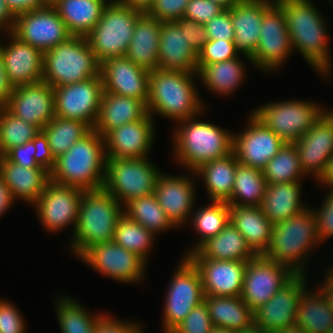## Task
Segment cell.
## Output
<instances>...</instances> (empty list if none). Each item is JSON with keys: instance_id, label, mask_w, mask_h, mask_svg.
I'll use <instances>...</instances> for the list:
<instances>
[{"instance_id": "cell-69", "label": "cell", "mask_w": 333, "mask_h": 333, "mask_svg": "<svg viewBox=\"0 0 333 333\" xmlns=\"http://www.w3.org/2000/svg\"><path fill=\"white\" fill-rule=\"evenodd\" d=\"M210 333H237V332L229 328L213 327Z\"/></svg>"}, {"instance_id": "cell-62", "label": "cell", "mask_w": 333, "mask_h": 333, "mask_svg": "<svg viewBox=\"0 0 333 333\" xmlns=\"http://www.w3.org/2000/svg\"><path fill=\"white\" fill-rule=\"evenodd\" d=\"M14 201L9 188L0 174V217L13 205Z\"/></svg>"}, {"instance_id": "cell-14", "label": "cell", "mask_w": 333, "mask_h": 333, "mask_svg": "<svg viewBox=\"0 0 333 333\" xmlns=\"http://www.w3.org/2000/svg\"><path fill=\"white\" fill-rule=\"evenodd\" d=\"M293 52L287 29L285 14L274 2L263 14L257 48L251 58L252 64L260 71L276 70Z\"/></svg>"}, {"instance_id": "cell-53", "label": "cell", "mask_w": 333, "mask_h": 333, "mask_svg": "<svg viewBox=\"0 0 333 333\" xmlns=\"http://www.w3.org/2000/svg\"><path fill=\"white\" fill-rule=\"evenodd\" d=\"M224 9L210 0H190L183 17L199 24H205Z\"/></svg>"}, {"instance_id": "cell-2", "label": "cell", "mask_w": 333, "mask_h": 333, "mask_svg": "<svg viewBox=\"0 0 333 333\" xmlns=\"http://www.w3.org/2000/svg\"><path fill=\"white\" fill-rule=\"evenodd\" d=\"M194 75L197 73L159 68L150 71L147 112L177 123L202 115L205 105L197 93Z\"/></svg>"}, {"instance_id": "cell-46", "label": "cell", "mask_w": 333, "mask_h": 333, "mask_svg": "<svg viewBox=\"0 0 333 333\" xmlns=\"http://www.w3.org/2000/svg\"><path fill=\"white\" fill-rule=\"evenodd\" d=\"M195 212V215L191 214L192 223L201 237H199L197 245L189 250L185 256L195 251L207 239L220 233L230 222L229 204L227 202L211 201L210 205L202 207Z\"/></svg>"}, {"instance_id": "cell-11", "label": "cell", "mask_w": 333, "mask_h": 333, "mask_svg": "<svg viewBox=\"0 0 333 333\" xmlns=\"http://www.w3.org/2000/svg\"><path fill=\"white\" fill-rule=\"evenodd\" d=\"M174 272L163 309L165 333H171L193 308L204 302L205 297L199 270L187 256L183 257Z\"/></svg>"}, {"instance_id": "cell-27", "label": "cell", "mask_w": 333, "mask_h": 333, "mask_svg": "<svg viewBox=\"0 0 333 333\" xmlns=\"http://www.w3.org/2000/svg\"><path fill=\"white\" fill-rule=\"evenodd\" d=\"M195 185L190 176L159 174L154 194L160 207L177 227L185 223L194 209ZM185 221V222H184Z\"/></svg>"}, {"instance_id": "cell-25", "label": "cell", "mask_w": 333, "mask_h": 333, "mask_svg": "<svg viewBox=\"0 0 333 333\" xmlns=\"http://www.w3.org/2000/svg\"><path fill=\"white\" fill-rule=\"evenodd\" d=\"M274 2V0H238L229 7L236 51L245 54L251 64V58L259 43L263 14Z\"/></svg>"}, {"instance_id": "cell-3", "label": "cell", "mask_w": 333, "mask_h": 333, "mask_svg": "<svg viewBox=\"0 0 333 333\" xmlns=\"http://www.w3.org/2000/svg\"><path fill=\"white\" fill-rule=\"evenodd\" d=\"M106 160L104 137L92 129L55 159L50 181L85 191L103 189Z\"/></svg>"}, {"instance_id": "cell-16", "label": "cell", "mask_w": 333, "mask_h": 333, "mask_svg": "<svg viewBox=\"0 0 333 333\" xmlns=\"http://www.w3.org/2000/svg\"><path fill=\"white\" fill-rule=\"evenodd\" d=\"M12 33L42 52L52 49L72 36L51 4L16 15Z\"/></svg>"}, {"instance_id": "cell-63", "label": "cell", "mask_w": 333, "mask_h": 333, "mask_svg": "<svg viewBox=\"0 0 333 333\" xmlns=\"http://www.w3.org/2000/svg\"><path fill=\"white\" fill-rule=\"evenodd\" d=\"M321 185L323 184L324 187H328L330 192H333V156L327 162L325 170L323 174L317 180Z\"/></svg>"}, {"instance_id": "cell-66", "label": "cell", "mask_w": 333, "mask_h": 333, "mask_svg": "<svg viewBox=\"0 0 333 333\" xmlns=\"http://www.w3.org/2000/svg\"><path fill=\"white\" fill-rule=\"evenodd\" d=\"M272 333H306V332L301 327L294 325L285 329L274 331Z\"/></svg>"}, {"instance_id": "cell-4", "label": "cell", "mask_w": 333, "mask_h": 333, "mask_svg": "<svg viewBox=\"0 0 333 333\" xmlns=\"http://www.w3.org/2000/svg\"><path fill=\"white\" fill-rule=\"evenodd\" d=\"M123 206L104 189L83 192L70 246L78 258L91 246L113 240Z\"/></svg>"}, {"instance_id": "cell-10", "label": "cell", "mask_w": 333, "mask_h": 333, "mask_svg": "<svg viewBox=\"0 0 333 333\" xmlns=\"http://www.w3.org/2000/svg\"><path fill=\"white\" fill-rule=\"evenodd\" d=\"M304 101L267 103L253 110L252 114L285 143H294L311 129L326 111L318 104Z\"/></svg>"}, {"instance_id": "cell-38", "label": "cell", "mask_w": 333, "mask_h": 333, "mask_svg": "<svg viewBox=\"0 0 333 333\" xmlns=\"http://www.w3.org/2000/svg\"><path fill=\"white\" fill-rule=\"evenodd\" d=\"M238 160L233 152L202 164L194 173L204 180L210 201L227 202L232 195Z\"/></svg>"}, {"instance_id": "cell-51", "label": "cell", "mask_w": 333, "mask_h": 333, "mask_svg": "<svg viewBox=\"0 0 333 333\" xmlns=\"http://www.w3.org/2000/svg\"><path fill=\"white\" fill-rule=\"evenodd\" d=\"M208 40L234 41V27L231 22L229 9L222 11L219 15L204 24Z\"/></svg>"}, {"instance_id": "cell-19", "label": "cell", "mask_w": 333, "mask_h": 333, "mask_svg": "<svg viewBox=\"0 0 333 333\" xmlns=\"http://www.w3.org/2000/svg\"><path fill=\"white\" fill-rule=\"evenodd\" d=\"M306 274H296L267 303L253 312L254 325L266 333L296 324L297 306L302 292L307 289Z\"/></svg>"}, {"instance_id": "cell-39", "label": "cell", "mask_w": 333, "mask_h": 333, "mask_svg": "<svg viewBox=\"0 0 333 333\" xmlns=\"http://www.w3.org/2000/svg\"><path fill=\"white\" fill-rule=\"evenodd\" d=\"M197 76L210 91L219 95H229L236 91L245 75V66L240 58L213 64H197Z\"/></svg>"}, {"instance_id": "cell-68", "label": "cell", "mask_w": 333, "mask_h": 333, "mask_svg": "<svg viewBox=\"0 0 333 333\" xmlns=\"http://www.w3.org/2000/svg\"><path fill=\"white\" fill-rule=\"evenodd\" d=\"M237 333H266V332L262 328L257 327L253 324L250 328L242 330Z\"/></svg>"}, {"instance_id": "cell-35", "label": "cell", "mask_w": 333, "mask_h": 333, "mask_svg": "<svg viewBox=\"0 0 333 333\" xmlns=\"http://www.w3.org/2000/svg\"><path fill=\"white\" fill-rule=\"evenodd\" d=\"M106 0H56L51 5L72 36L85 37L100 20Z\"/></svg>"}, {"instance_id": "cell-67", "label": "cell", "mask_w": 333, "mask_h": 333, "mask_svg": "<svg viewBox=\"0 0 333 333\" xmlns=\"http://www.w3.org/2000/svg\"><path fill=\"white\" fill-rule=\"evenodd\" d=\"M211 2L221 6L224 10L229 9V7L238 0H210Z\"/></svg>"}, {"instance_id": "cell-42", "label": "cell", "mask_w": 333, "mask_h": 333, "mask_svg": "<svg viewBox=\"0 0 333 333\" xmlns=\"http://www.w3.org/2000/svg\"><path fill=\"white\" fill-rule=\"evenodd\" d=\"M124 214L154 234L176 227L160 207L154 193L131 199L124 206Z\"/></svg>"}, {"instance_id": "cell-17", "label": "cell", "mask_w": 333, "mask_h": 333, "mask_svg": "<svg viewBox=\"0 0 333 333\" xmlns=\"http://www.w3.org/2000/svg\"><path fill=\"white\" fill-rule=\"evenodd\" d=\"M85 190L74 186H63L50 181L40 198L33 205L41 224L49 232L62 230L77 224L81 197Z\"/></svg>"}, {"instance_id": "cell-70", "label": "cell", "mask_w": 333, "mask_h": 333, "mask_svg": "<svg viewBox=\"0 0 333 333\" xmlns=\"http://www.w3.org/2000/svg\"><path fill=\"white\" fill-rule=\"evenodd\" d=\"M328 293V298L331 302V305H332V310H333V292H327Z\"/></svg>"}, {"instance_id": "cell-72", "label": "cell", "mask_w": 333, "mask_h": 333, "mask_svg": "<svg viewBox=\"0 0 333 333\" xmlns=\"http://www.w3.org/2000/svg\"><path fill=\"white\" fill-rule=\"evenodd\" d=\"M327 333H333V325L329 328V330L327 331Z\"/></svg>"}, {"instance_id": "cell-36", "label": "cell", "mask_w": 333, "mask_h": 333, "mask_svg": "<svg viewBox=\"0 0 333 333\" xmlns=\"http://www.w3.org/2000/svg\"><path fill=\"white\" fill-rule=\"evenodd\" d=\"M295 325L306 333H327L333 325L332 305L328 293L322 287L316 292L306 289L302 292Z\"/></svg>"}, {"instance_id": "cell-6", "label": "cell", "mask_w": 333, "mask_h": 333, "mask_svg": "<svg viewBox=\"0 0 333 333\" xmlns=\"http://www.w3.org/2000/svg\"><path fill=\"white\" fill-rule=\"evenodd\" d=\"M316 244H321L316 217L313 209L308 207L274 224L269 247L263 256L288 266L295 274H305L303 260Z\"/></svg>"}, {"instance_id": "cell-54", "label": "cell", "mask_w": 333, "mask_h": 333, "mask_svg": "<svg viewBox=\"0 0 333 333\" xmlns=\"http://www.w3.org/2000/svg\"><path fill=\"white\" fill-rule=\"evenodd\" d=\"M324 204L313 213L316 217L318 238L320 243L333 237V192L325 197Z\"/></svg>"}, {"instance_id": "cell-56", "label": "cell", "mask_w": 333, "mask_h": 333, "mask_svg": "<svg viewBox=\"0 0 333 333\" xmlns=\"http://www.w3.org/2000/svg\"><path fill=\"white\" fill-rule=\"evenodd\" d=\"M34 138L27 143L10 149L4 156L10 161L25 168H43L35 161Z\"/></svg>"}, {"instance_id": "cell-49", "label": "cell", "mask_w": 333, "mask_h": 333, "mask_svg": "<svg viewBox=\"0 0 333 333\" xmlns=\"http://www.w3.org/2000/svg\"><path fill=\"white\" fill-rule=\"evenodd\" d=\"M212 328L208 308L204 301L193 308L171 333H210Z\"/></svg>"}, {"instance_id": "cell-8", "label": "cell", "mask_w": 333, "mask_h": 333, "mask_svg": "<svg viewBox=\"0 0 333 333\" xmlns=\"http://www.w3.org/2000/svg\"><path fill=\"white\" fill-rule=\"evenodd\" d=\"M144 12L110 0L96 26L85 36L98 62L125 56L137 19Z\"/></svg>"}, {"instance_id": "cell-18", "label": "cell", "mask_w": 333, "mask_h": 333, "mask_svg": "<svg viewBox=\"0 0 333 333\" xmlns=\"http://www.w3.org/2000/svg\"><path fill=\"white\" fill-rule=\"evenodd\" d=\"M249 117L247 128L233 134L232 152L239 163L262 171L286 143L252 113Z\"/></svg>"}, {"instance_id": "cell-43", "label": "cell", "mask_w": 333, "mask_h": 333, "mask_svg": "<svg viewBox=\"0 0 333 333\" xmlns=\"http://www.w3.org/2000/svg\"><path fill=\"white\" fill-rule=\"evenodd\" d=\"M262 174L267 184L301 181L305 175L300 166L298 151L293 143H286L265 165Z\"/></svg>"}, {"instance_id": "cell-15", "label": "cell", "mask_w": 333, "mask_h": 333, "mask_svg": "<svg viewBox=\"0 0 333 333\" xmlns=\"http://www.w3.org/2000/svg\"><path fill=\"white\" fill-rule=\"evenodd\" d=\"M79 258L102 275L123 283L139 282L147 271L140 256L113 240L91 246Z\"/></svg>"}, {"instance_id": "cell-47", "label": "cell", "mask_w": 333, "mask_h": 333, "mask_svg": "<svg viewBox=\"0 0 333 333\" xmlns=\"http://www.w3.org/2000/svg\"><path fill=\"white\" fill-rule=\"evenodd\" d=\"M41 130L0 107V156L31 141Z\"/></svg>"}, {"instance_id": "cell-64", "label": "cell", "mask_w": 333, "mask_h": 333, "mask_svg": "<svg viewBox=\"0 0 333 333\" xmlns=\"http://www.w3.org/2000/svg\"><path fill=\"white\" fill-rule=\"evenodd\" d=\"M116 2L130 8L146 12L151 6L153 0H115Z\"/></svg>"}, {"instance_id": "cell-29", "label": "cell", "mask_w": 333, "mask_h": 333, "mask_svg": "<svg viewBox=\"0 0 333 333\" xmlns=\"http://www.w3.org/2000/svg\"><path fill=\"white\" fill-rule=\"evenodd\" d=\"M0 174L14 200L34 205L50 182V172L44 168H25L0 156Z\"/></svg>"}, {"instance_id": "cell-31", "label": "cell", "mask_w": 333, "mask_h": 333, "mask_svg": "<svg viewBox=\"0 0 333 333\" xmlns=\"http://www.w3.org/2000/svg\"><path fill=\"white\" fill-rule=\"evenodd\" d=\"M255 256L245 238L231 222L220 233L207 239L195 251L187 255L188 258L242 262H248Z\"/></svg>"}, {"instance_id": "cell-60", "label": "cell", "mask_w": 333, "mask_h": 333, "mask_svg": "<svg viewBox=\"0 0 333 333\" xmlns=\"http://www.w3.org/2000/svg\"><path fill=\"white\" fill-rule=\"evenodd\" d=\"M14 86L9 81L5 68L3 57L0 51V107H4L12 94Z\"/></svg>"}, {"instance_id": "cell-41", "label": "cell", "mask_w": 333, "mask_h": 333, "mask_svg": "<svg viewBox=\"0 0 333 333\" xmlns=\"http://www.w3.org/2000/svg\"><path fill=\"white\" fill-rule=\"evenodd\" d=\"M91 130L82 121L55 116L41 131L47 137L52 156L56 159Z\"/></svg>"}, {"instance_id": "cell-20", "label": "cell", "mask_w": 333, "mask_h": 333, "mask_svg": "<svg viewBox=\"0 0 333 333\" xmlns=\"http://www.w3.org/2000/svg\"><path fill=\"white\" fill-rule=\"evenodd\" d=\"M4 107L42 130L55 117L53 87L44 81L15 86Z\"/></svg>"}, {"instance_id": "cell-7", "label": "cell", "mask_w": 333, "mask_h": 333, "mask_svg": "<svg viewBox=\"0 0 333 333\" xmlns=\"http://www.w3.org/2000/svg\"><path fill=\"white\" fill-rule=\"evenodd\" d=\"M100 75L96 59L86 37L71 36L66 41L43 52V79L59 87Z\"/></svg>"}, {"instance_id": "cell-30", "label": "cell", "mask_w": 333, "mask_h": 333, "mask_svg": "<svg viewBox=\"0 0 333 333\" xmlns=\"http://www.w3.org/2000/svg\"><path fill=\"white\" fill-rule=\"evenodd\" d=\"M147 113L141 100L104 91L93 130L104 136L114 128L141 120Z\"/></svg>"}, {"instance_id": "cell-5", "label": "cell", "mask_w": 333, "mask_h": 333, "mask_svg": "<svg viewBox=\"0 0 333 333\" xmlns=\"http://www.w3.org/2000/svg\"><path fill=\"white\" fill-rule=\"evenodd\" d=\"M192 117L180 121L174 131V155L191 173L202 164L232 152L233 134L209 122Z\"/></svg>"}, {"instance_id": "cell-13", "label": "cell", "mask_w": 333, "mask_h": 333, "mask_svg": "<svg viewBox=\"0 0 333 333\" xmlns=\"http://www.w3.org/2000/svg\"><path fill=\"white\" fill-rule=\"evenodd\" d=\"M53 90L55 116L82 121L93 129L104 92L101 75Z\"/></svg>"}, {"instance_id": "cell-50", "label": "cell", "mask_w": 333, "mask_h": 333, "mask_svg": "<svg viewBox=\"0 0 333 333\" xmlns=\"http://www.w3.org/2000/svg\"><path fill=\"white\" fill-rule=\"evenodd\" d=\"M190 0H153L147 15L161 21L171 22L182 18Z\"/></svg>"}, {"instance_id": "cell-23", "label": "cell", "mask_w": 333, "mask_h": 333, "mask_svg": "<svg viewBox=\"0 0 333 333\" xmlns=\"http://www.w3.org/2000/svg\"><path fill=\"white\" fill-rule=\"evenodd\" d=\"M152 116L114 128L104 137L106 158L136 159L147 157L154 140Z\"/></svg>"}, {"instance_id": "cell-48", "label": "cell", "mask_w": 333, "mask_h": 333, "mask_svg": "<svg viewBox=\"0 0 333 333\" xmlns=\"http://www.w3.org/2000/svg\"><path fill=\"white\" fill-rule=\"evenodd\" d=\"M234 41L208 40L198 53L197 64H213L237 58Z\"/></svg>"}, {"instance_id": "cell-28", "label": "cell", "mask_w": 333, "mask_h": 333, "mask_svg": "<svg viewBox=\"0 0 333 333\" xmlns=\"http://www.w3.org/2000/svg\"><path fill=\"white\" fill-rule=\"evenodd\" d=\"M198 53L189 44L186 28L175 22H162L158 46V68L197 73Z\"/></svg>"}, {"instance_id": "cell-44", "label": "cell", "mask_w": 333, "mask_h": 333, "mask_svg": "<svg viewBox=\"0 0 333 333\" xmlns=\"http://www.w3.org/2000/svg\"><path fill=\"white\" fill-rule=\"evenodd\" d=\"M81 305L69 297L57 300L55 311L62 333H95V326L104 314H89Z\"/></svg>"}, {"instance_id": "cell-52", "label": "cell", "mask_w": 333, "mask_h": 333, "mask_svg": "<svg viewBox=\"0 0 333 333\" xmlns=\"http://www.w3.org/2000/svg\"><path fill=\"white\" fill-rule=\"evenodd\" d=\"M20 311L7 300L0 299V333H26Z\"/></svg>"}, {"instance_id": "cell-26", "label": "cell", "mask_w": 333, "mask_h": 333, "mask_svg": "<svg viewBox=\"0 0 333 333\" xmlns=\"http://www.w3.org/2000/svg\"><path fill=\"white\" fill-rule=\"evenodd\" d=\"M199 270L204 295L240 296L247 262L189 258Z\"/></svg>"}, {"instance_id": "cell-34", "label": "cell", "mask_w": 333, "mask_h": 333, "mask_svg": "<svg viewBox=\"0 0 333 333\" xmlns=\"http://www.w3.org/2000/svg\"><path fill=\"white\" fill-rule=\"evenodd\" d=\"M300 182L267 184L260 208L273 225L306 209L301 204Z\"/></svg>"}, {"instance_id": "cell-24", "label": "cell", "mask_w": 333, "mask_h": 333, "mask_svg": "<svg viewBox=\"0 0 333 333\" xmlns=\"http://www.w3.org/2000/svg\"><path fill=\"white\" fill-rule=\"evenodd\" d=\"M7 45H0L4 68L12 85L32 84L43 79V52L21 41L12 32Z\"/></svg>"}, {"instance_id": "cell-9", "label": "cell", "mask_w": 333, "mask_h": 333, "mask_svg": "<svg viewBox=\"0 0 333 333\" xmlns=\"http://www.w3.org/2000/svg\"><path fill=\"white\" fill-rule=\"evenodd\" d=\"M160 170L147 157L107 158L103 189L120 204L154 193Z\"/></svg>"}, {"instance_id": "cell-71", "label": "cell", "mask_w": 333, "mask_h": 333, "mask_svg": "<svg viewBox=\"0 0 333 333\" xmlns=\"http://www.w3.org/2000/svg\"><path fill=\"white\" fill-rule=\"evenodd\" d=\"M141 325H139L132 333H143V329H142V326L140 327Z\"/></svg>"}, {"instance_id": "cell-12", "label": "cell", "mask_w": 333, "mask_h": 333, "mask_svg": "<svg viewBox=\"0 0 333 333\" xmlns=\"http://www.w3.org/2000/svg\"><path fill=\"white\" fill-rule=\"evenodd\" d=\"M295 275L288 266L256 255L247 262L240 297L254 312Z\"/></svg>"}, {"instance_id": "cell-61", "label": "cell", "mask_w": 333, "mask_h": 333, "mask_svg": "<svg viewBox=\"0 0 333 333\" xmlns=\"http://www.w3.org/2000/svg\"><path fill=\"white\" fill-rule=\"evenodd\" d=\"M16 16L8 8L5 0H0V32H12L15 27Z\"/></svg>"}, {"instance_id": "cell-37", "label": "cell", "mask_w": 333, "mask_h": 333, "mask_svg": "<svg viewBox=\"0 0 333 333\" xmlns=\"http://www.w3.org/2000/svg\"><path fill=\"white\" fill-rule=\"evenodd\" d=\"M204 301L213 327L240 332L254 324L253 311L240 296L205 295Z\"/></svg>"}, {"instance_id": "cell-22", "label": "cell", "mask_w": 333, "mask_h": 333, "mask_svg": "<svg viewBox=\"0 0 333 333\" xmlns=\"http://www.w3.org/2000/svg\"><path fill=\"white\" fill-rule=\"evenodd\" d=\"M104 91L148 102L150 71L125 56L112 57L100 64Z\"/></svg>"}, {"instance_id": "cell-55", "label": "cell", "mask_w": 333, "mask_h": 333, "mask_svg": "<svg viewBox=\"0 0 333 333\" xmlns=\"http://www.w3.org/2000/svg\"><path fill=\"white\" fill-rule=\"evenodd\" d=\"M180 28H186V37L192 48L199 53L208 41L204 24L196 23L185 17L175 21Z\"/></svg>"}, {"instance_id": "cell-21", "label": "cell", "mask_w": 333, "mask_h": 333, "mask_svg": "<svg viewBox=\"0 0 333 333\" xmlns=\"http://www.w3.org/2000/svg\"><path fill=\"white\" fill-rule=\"evenodd\" d=\"M298 151L300 166L305 175L316 180L323 174L333 156V115L326 109L302 137L293 143Z\"/></svg>"}, {"instance_id": "cell-65", "label": "cell", "mask_w": 333, "mask_h": 333, "mask_svg": "<svg viewBox=\"0 0 333 333\" xmlns=\"http://www.w3.org/2000/svg\"><path fill=\"white\" fill-rule=\"evenodd\" d=\"M326 274L327 278L325 279V282L321 286L326 292H333V268L327 269Z\"/></svg>"}, {"instance_id": "cell-32", "label": "cell", "mask_w": 333, "mask_h": 333, "mask_svg": "<svg viewBox=\"0 0 333 333\" xmlns=\"http://www.w3.org/2000/svg\"><path fill=\"white\" fill-rule=\"evenodd\" d=\"M161 25L144 12L137 19L125 57L148 71L157 69Z\"/></svg>"}, {"instance_id": "cell-33", "label": "cell", "mask_w": 333, "mask_h": 333, "mask_svg": "<svg viewBox=\"0 0 333 333\" xmlns=\"http://www.w3.org/2000/svg\"><path fill=\"white\" fill-rule=\"evenodd\" d=\"M230 222L245 238L256 255H263L269 247L273 224L259 207L229 205Z\"/></svg>"}, {"instance_id": "cell-1", "label": "cell", "mask_w": 333, "mask_h": 333, "mask_svg": "<svg viewBox=\"0 0 333 333\" xmlns=\"http://www.w3.org/2000/svg\"><path fill=\"white\" fill-rule=\"evenodd\" d=\"M285 14L293 50H299L314 70L330 74L331 57L325 19L311 0H274Z\"/></svg>"}, {"instance_id": "cell-73", "label": "cell", "mask_w": 333, "mask_h": 333, "mask_svg": "<svg viewBox=\"0 0 333 333\" xmlns=\"http://www.w3.org/2000/svg\"><path fill=\"white\" fill-rule=\"evenodd\" d=\"M48 4H52L53 2H55L56 0H46Z\"/></svg>"}, {"instance_id": "cell-45", "label": "cell", "mask_w": 333, "mask_h": 333, "mask_svg": "<svg viewBox=\"0 0 333 333\" xmlns=\"http://www.w3.org/2000/svg\"><path fill=\"white\" fill-rule=\"evenodd\" d=\"M155 234L123 214L114 231L113 241L121 247L136 253L146 263Z\"/></svg>"}, {"instance_id": "cell-59", "label": "cell", "mask_w": 333, "mask_h": 333, "mask_svg": "<svg viewBox=\"0 0 333 333\" xmlns=\"http://www.w3.org/2000/svg\"><path fill=\"white\" fill-rule=\"evenodd\" d=\"M5 2L15 16L48 5L46 0H5Z\"/></svg>"}, {"instance_id": "cell-40", "label": "cell", "mask_w": 333, "mask_h": 333, "mask_svg": "<svg viewBox=\"0 0 333 333\" xmlns=\"http://www.w3.org/2000/svg\"><path fill=\"white\" fill-rule=\"evenodd\" d=\"M267 182L261 170L238 163L229 205L259 207L266 193Z\"/></svg>"}, {"instance_id": "cell-57", "label": "cell", "mask_w": 333, "mask_h": 333, "mask_svg": "<svg viewBox=\"0 0 333 333\" xmlns=\"http://www.w3.org/2000/svg\"><path fill=\"white\" fill-rule=\"evenodd\" d=\"M112 316L104 314L95 326V333H132L140 324L135 322L116 321Z\"/></svg>"}, {"instance_id": "cell-58", "label": "cell", "mask_w": 333, "mask_h": 333, "mask_svg": "<svg viewBox=\"0 0 333 333\" xmlns=\"http://www.w3.org/2000/svg\"><path fill=\"white\" fill-rule=\"evenodd\" d=\"M34 146L36 150L35 161L39 166L51 172L55 165V159L50 151L48 139L42 131L34 137Z\"/></svg>"}]
</instances>
